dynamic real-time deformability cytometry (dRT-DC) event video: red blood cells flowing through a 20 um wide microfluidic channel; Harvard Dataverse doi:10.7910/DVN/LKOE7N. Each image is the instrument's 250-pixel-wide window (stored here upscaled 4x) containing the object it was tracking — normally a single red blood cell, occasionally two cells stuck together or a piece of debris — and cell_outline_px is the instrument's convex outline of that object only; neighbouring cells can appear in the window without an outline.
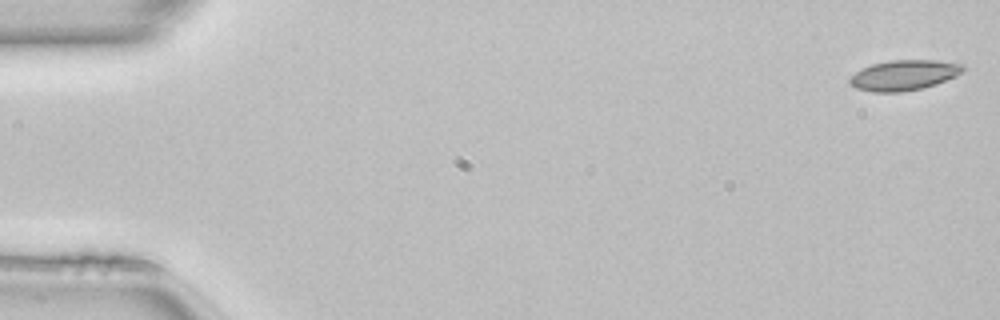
{"species": "common noctule bat (a hibernating species)", "species_latin": "Nyctalus noctula", "temperature_condition": "room temperature", "stored_images_in_passage": 12, "camera_frame_rate_fps": 3000, "um_per_image_px": 0.085, "animal": {"sex": "female", "body_mass_g": 22.7, "forearm_length_mm": 54.2}, "frame": {"image": 1, "passage_image": 1, "time_ms": 0.0, "image_size_px": [1000, 320], "cell_outline_px": [[964, 68], [960, 72], [936, 84], [920, 88], [900, 92], [872, 92], [856, 88], [848, 84], [848, 76], [872, 64], [888, 60], [936, 60], [964, 64]], "centroid_in_image_um": [76.75, 6.38], "position_along_channel_um": 8.2, "area_um2": 19.83}}